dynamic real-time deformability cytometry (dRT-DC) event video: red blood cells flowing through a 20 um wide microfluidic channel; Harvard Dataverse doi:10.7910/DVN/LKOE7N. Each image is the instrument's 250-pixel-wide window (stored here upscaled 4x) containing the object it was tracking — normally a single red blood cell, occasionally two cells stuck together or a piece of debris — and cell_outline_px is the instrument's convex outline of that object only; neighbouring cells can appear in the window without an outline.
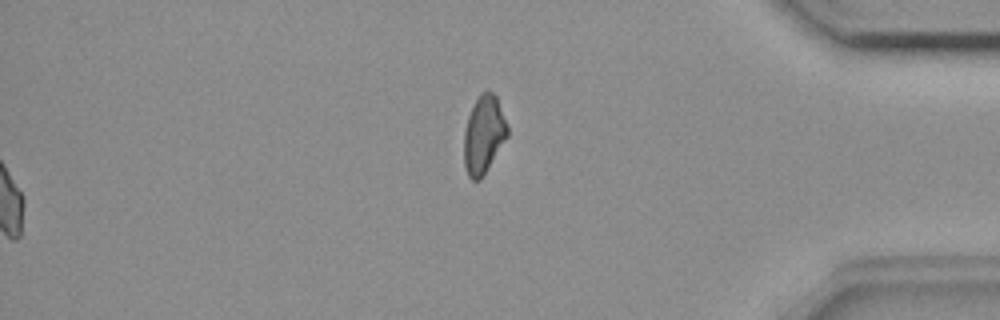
{"species": "common noctule bat (a hibernating species)", "species_latin": "Nyctalus noctula", "temperature_condition": "room temperature", "stored_images_in_passage": 48, "segment_of_instrument_passage": [2, 2], "camera_frame_rate_fps": 3000, "um_per_image_px": 0.085, "animal": {"sex": "female", "body_mass_g": 18.4}, "frame": {"image": 1, "passage_image": 48, "time_ms": 15.667, "image_size_px": [1000, 320], "cell_outline_px": [[508, 136], [480, 180], [472, 180], [468, 176], [464, 164], [464, 132], [468, 116], [480, 92], [492, 92], [496, 96], [508, 128]], "centroid_in_image_um": [41.1, 11.46], "position_along_channel_um": 394.1, "area_um2": 19.42}}